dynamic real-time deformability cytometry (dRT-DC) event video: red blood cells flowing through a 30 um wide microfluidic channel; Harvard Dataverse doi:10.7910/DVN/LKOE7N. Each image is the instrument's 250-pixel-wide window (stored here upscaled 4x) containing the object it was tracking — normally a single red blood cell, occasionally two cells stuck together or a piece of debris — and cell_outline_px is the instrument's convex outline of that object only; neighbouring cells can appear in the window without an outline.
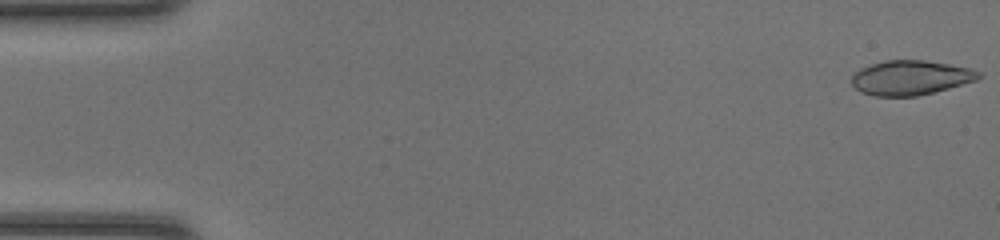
{"species": "common noctule bat (a hibernating species)", "species_latin": "Nyctalus noctula", "temperature_condition": "room temperature", "stored_images_in_passage": 47, "camera_frame_rate_fps": 3000, "um_per_image_px": 0.085, "animal": {"sex": "female", "body_mass_g": 20.0, "forearm_length_mm": 54.0}, "frame": {"image": 1, "passage_image": 1, "time_ms": 0.0, "image_size_px": [1000, 240], "cell_outline_px": [[984, 76], [976, 80], [936, 92], [916, 96], [876, 96], [860, 92], [852, 84], [852, 76], [860, 68], [884, 60], [924, 60], [972, 68], [980, 72]], "centroid_in_image_um": [77.43, 6.6], "position_along_channel_um": 7.6, "area_um2": 25.66}}
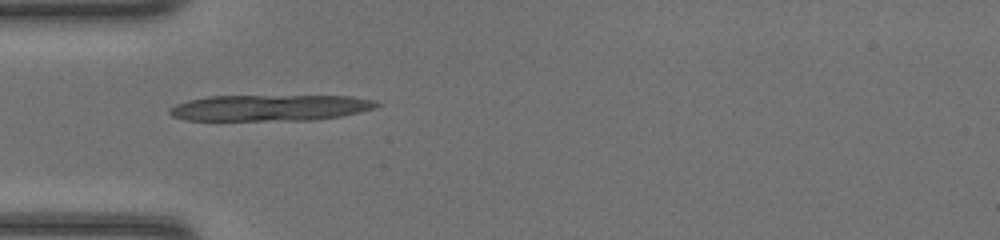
{"frame": {"image": 2, "passage_image": 15, "time_ms": 4.667, "image_size_px": [1000, 240], "cell_outline_px": [[380, 104], [376, 108], [360, 112], [340, 116], [312, 120], [184, 120], [172, 116], [168, 112], [168, 108], [176, 104], [188, 100], [208, 96], [348, 96], [376, 100]], "centroid_in_image_um": [22.94, 9.16], "position_along_channel_um": 62.1, "area_um2": 31.62}}